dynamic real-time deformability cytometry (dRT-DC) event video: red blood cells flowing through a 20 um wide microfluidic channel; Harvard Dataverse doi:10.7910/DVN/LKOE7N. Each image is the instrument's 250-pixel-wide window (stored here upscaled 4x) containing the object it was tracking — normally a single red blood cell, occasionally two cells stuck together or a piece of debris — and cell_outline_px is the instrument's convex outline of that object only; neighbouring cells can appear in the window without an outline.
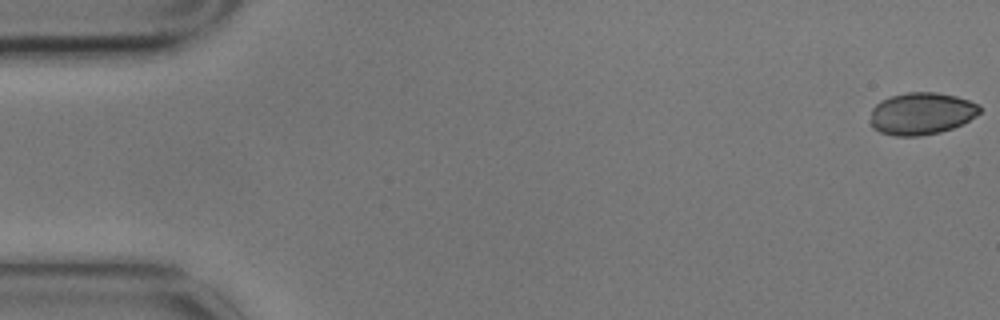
{"species": "common noctule bat (a hibernating species)", "species_latin": "Nyctalus noctula", "temperature_condition": "cold", "stored_images_in_passage": 5, "camera_frame_rate_fps": 3000, "um_per_image_px": 0.085, "animal": {"sex": "male", "body_mass_g": 17.9}, "frame": {"image": 1, "passage_image": 1, "time_ms": 0.0, "image_size_px": [1000, 320], "cell_outline_px": [[980, 112], [976, 116], [952, 128], [940, 132], [920, 136], [892, 136], [880, 132], [872, 128], [872, 108], [880, 100], [892, 96], [908, 92], [936, 92], [956, 96], [980, 104]], "centroid_in_image_um": [78.32, 9.65], "position_along_channel_um": 6.7, "area_um2": 26.82}}
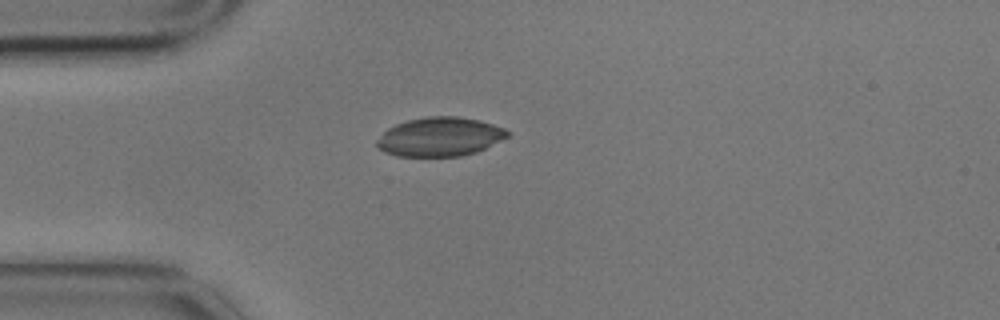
{"frame": {"image": 2, "passage_image": 5, "time_ms": 1.333, "image_size_px": [1000, 320], "cell_outline_px": [[512, 132], [508, 136], [476, 152], [460, 156], [396, 156], [384, 152], [376, 148], [376, 140], [388, 128], [396, 124], [408, 120], [428, 116], [456, 116], [480, 120], [504, 128]], "centroid_in_image_um": [37.36, 11.62], "position_along_channel_um": 47.6, "area_um2": 29.65}}